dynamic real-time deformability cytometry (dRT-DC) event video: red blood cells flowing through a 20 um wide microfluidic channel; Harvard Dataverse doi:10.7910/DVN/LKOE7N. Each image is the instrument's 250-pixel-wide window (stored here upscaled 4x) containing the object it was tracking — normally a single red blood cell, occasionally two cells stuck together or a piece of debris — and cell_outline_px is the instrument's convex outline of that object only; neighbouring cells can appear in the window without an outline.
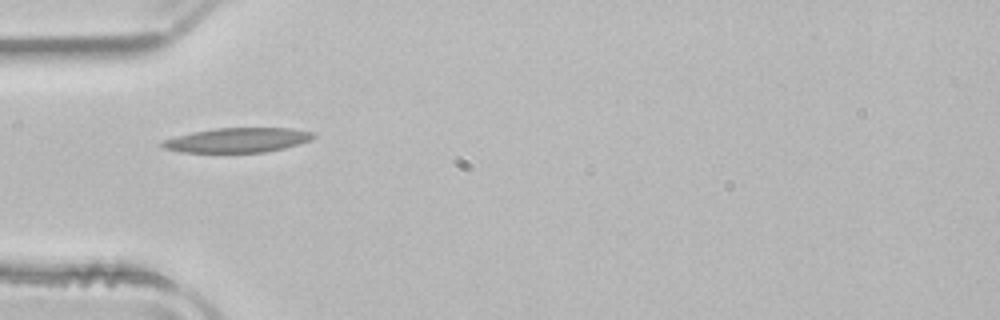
{"species": "common noctule bat (a hibernating species)", "species_latin": "Nyctalus noctula", "temperature_condition": "room temperature", "stored_images_in_passage": 2, "camera_frame_rate_fps": 3000, "um_per_image_px": 0.085, "animal": {"sex": "male", "body_mass_g": 21.5, "forearm_length_mm": 52.0}, "frame": {"image": 1, "passage_image": 1, "time_ms": 0.0, "image_size_px": [1000, 320], "cell_outline_px": [[316, 136], [312, 140], [284, 148], [264, 152], [180, 152], [164, 148], [160, 144], [160, 140], [192, 132], [216, 128], [292, 128], [316, 132]], "centroid_in_image_um": [20.21, 11.9], "position_along_channel_um": 64.8, "area_um2": 21.79}}
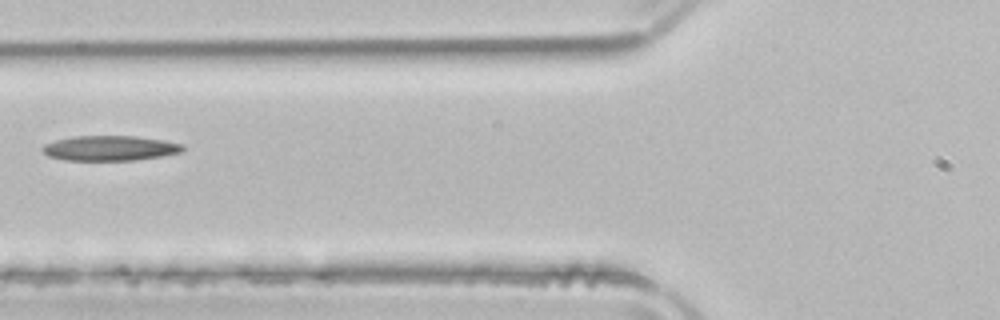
{"frame": {"image": 2, "passage_image": 2, "time_ms": 0.333, "image_size_px": [1000, 320], "cell_outline_px": [[184, 148], [180, 152], [160, 156], [132, 160], [64, 160], [48, 156], [40, 148], [44, 144], [56, 140], [72, 136], [136, 136], [164, 140], [184, 144]], "centroid_in_image_um": [9.31, 12.58], "position_along_channel_um": 116.5, "area_um2": 20.4}}